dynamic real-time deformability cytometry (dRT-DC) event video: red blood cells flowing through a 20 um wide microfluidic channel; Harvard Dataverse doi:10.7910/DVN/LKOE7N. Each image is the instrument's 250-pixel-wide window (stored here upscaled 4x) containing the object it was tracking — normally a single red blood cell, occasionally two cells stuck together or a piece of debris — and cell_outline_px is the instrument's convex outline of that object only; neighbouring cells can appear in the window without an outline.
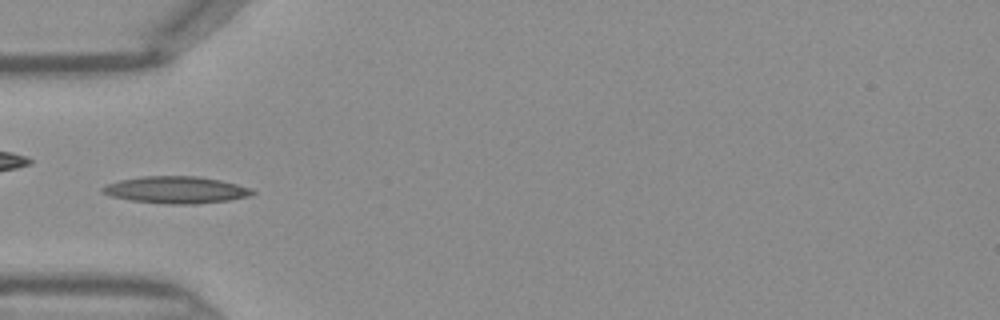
{"species": "Egyptian fruit bat (a non-hibernating species)", "species_latin": "Rousettus aegyptiacus", "temperature_condition": "warm", "stored_images_in_passage": 30, "camera_frame_rate_fps": 3000, "um_per_image_px": 0.085, "frame": {"image": 1, "passage_image": 1, "time_ms": 0.0, "image_size_px": [1000, 320], "cell_outline_px": [[256, 192], [248, 196], [228, 200], [196, 204], [164, 204], [132, 200], [112, 196], [100, 192], [100, 188], [108, 184], [120, 180], [144, 176], [200, 176], [220, 180], [252, 188]], "centroid_in_image_um": [14.97, 16.14], "position_along_channel_um": 70.0, "area_um2": 23.47}}
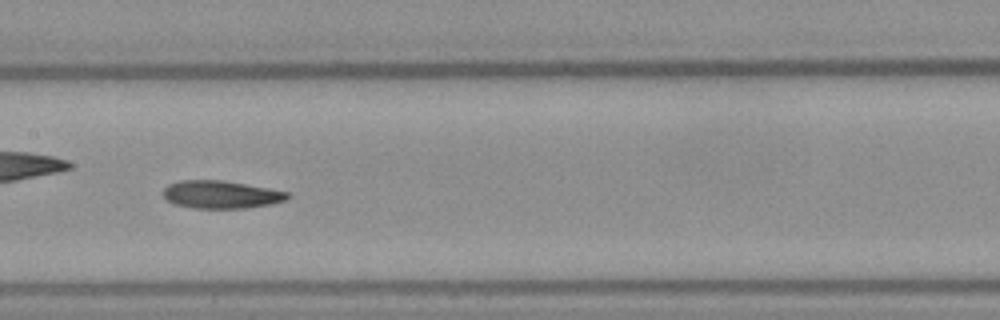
{"frame": {"image": 2, "passage_image": 9, "time_ms": 2.667, "image_size_px": [1000, 320], "cell_outline_px": [[292, 196], [288, 200], [272, 204], [244, 208], [192, 208], [172, 204], [164, 196], [164, 188], [168, 184], [180, 180], [220, 180], [268, 188], [288, 192]], "centroid_in_image_um": [18.8, 16.54], "position_along_channel_um": 188.6, "area_um2": 20.17}}